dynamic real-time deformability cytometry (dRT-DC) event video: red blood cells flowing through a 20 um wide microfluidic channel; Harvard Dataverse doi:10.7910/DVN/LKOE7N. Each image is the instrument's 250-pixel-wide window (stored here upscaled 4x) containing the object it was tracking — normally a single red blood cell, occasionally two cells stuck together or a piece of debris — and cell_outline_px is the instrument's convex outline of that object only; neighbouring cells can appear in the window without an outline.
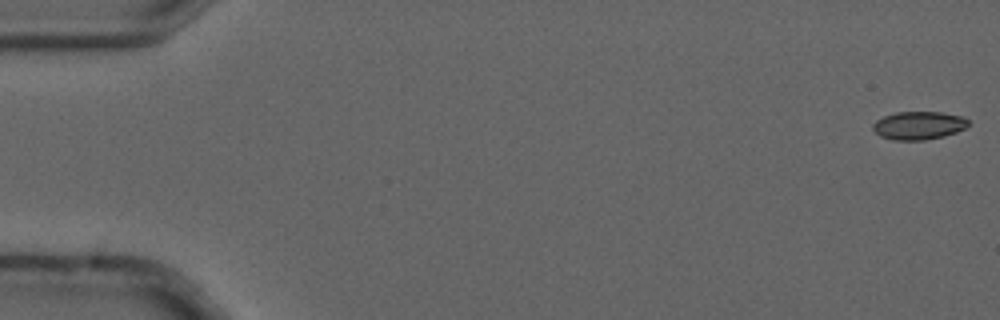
{"species": "common noctule bat (a hibernating species)", "species_latin": "Nyctalus noctula", "temperature_condition": "cold", "stored_images_in_passage": 4, "camera_frame_rate_fps": 3000, "um_per_image_px": 0.085, "animal": {"sex": "male", "forearm_length_mm": 52.5}, "frame": {"image": 1, "passage_image": 1, "time_ms": 0.0, "image_size_px": [1000, 320], "cell_outline_px": [[968, 124], [964, 128], [956, 132], [944, 136], [924, 140], [892, 140], [880, 136], [872, 128], [872, 124], [876, 120], [884, 116], [896, 112], [940, 112], [964, 116], [968, 120]], "centroid_in_image_um": [78.07, 10.66], "position_along_channel_um": 6.9, "area_um2": 15.66}}